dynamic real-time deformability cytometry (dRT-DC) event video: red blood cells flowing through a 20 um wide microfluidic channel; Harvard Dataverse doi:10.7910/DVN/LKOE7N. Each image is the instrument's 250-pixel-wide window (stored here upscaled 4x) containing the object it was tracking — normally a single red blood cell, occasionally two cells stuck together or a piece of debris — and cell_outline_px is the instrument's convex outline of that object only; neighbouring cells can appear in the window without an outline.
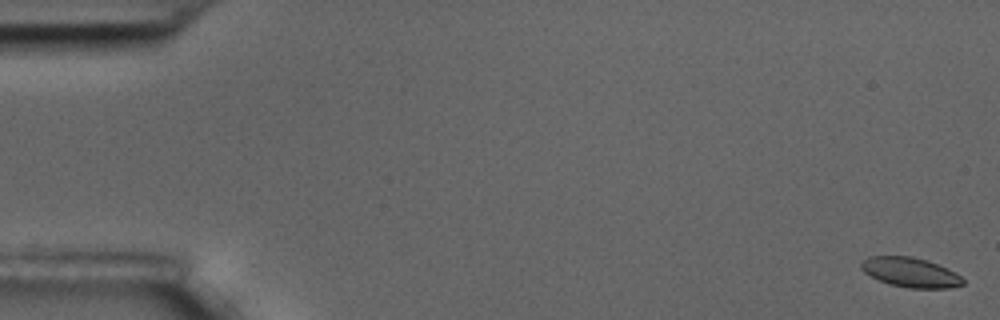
{"species": "common noctule bat (a hibernating species)", "species_latin": "Nyctalus noctula", "temperature_condition": "room temperature", "stored_images_in_passage": 60, "camera_frame_rate_fps": 3000, "um_per_image_px": 0.085, "animal": {"sex": "male", "body_mass_g": 17.5, "forearm_length_mm": 52.3}, "frame": {"image": 1, "passage_image": 2, "time_ms": 0.333, "image_size_px": [1000, 320], "cell_outline_px": [[964, 284], [948, 288], [908, 288], [888, 284], [864, 272], [860, 268], [860, 264], [868, 256], [912, 256], [928, 260], [956, 272], [964, 280]], "centroid_in_image_um": [77.39, 23.14], "position_along_channel_um": 7.6, "area_um2": 17.63}}
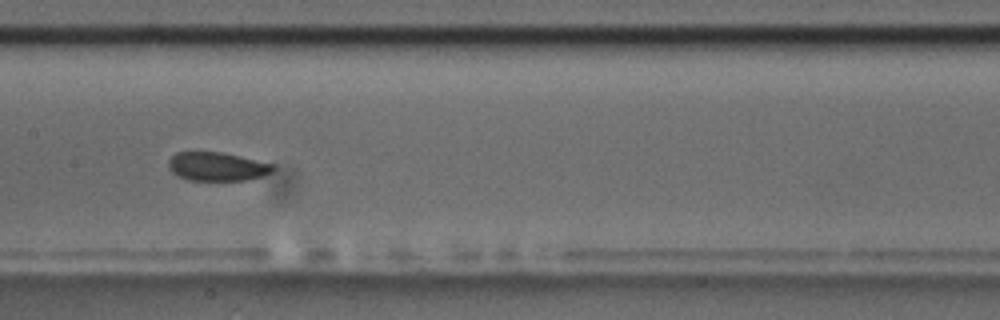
{"frame": {"image": 2, "passage_image": 31, "time_ms": 10.0, "image_size_px": [1000, 320], "cell_outline_px": [[276, 168], [272, 172], [248, 180], [188, 180], [176, 176], [168, 168], [168, 160], [176, 152], [220, 152], [240, 156], [276, 164]], "centroid_in_image_um": [18.46, 14.15], "position_along_channel_um": 188.9, "area_um2": 17.63}}
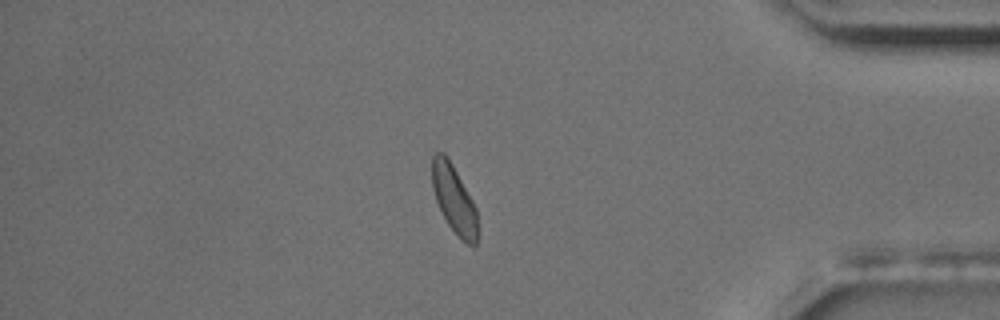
{"frame": {"image": 3, "passage_image": 52, "time_ms": 17.0, "image_size_px": [1000, 320], "cell_outline_px": [[480, 232], [476, 244], [472, 248], [460, 240], [448, 224], [436, 200], [432, 188], [432, 156], [436, 152], [444, 152], [452, 164], [472, 200], [476, 208]], "centroid_in_image_um": [38.63, 17.02], "position_along_channel_um": 396.6, "area_um2": 18.32}, "authors_computed_cell_mechanics": {"area_um2": 18.4093, "velocity_mm_per_s": 3.4146, "shape_relaxation_time_tau1_ms": null, "shape_relaxation_time_tau2_ms": 3.0411, "deformation_change_tau1": null, "deformation_change_tau2": 0.064}}